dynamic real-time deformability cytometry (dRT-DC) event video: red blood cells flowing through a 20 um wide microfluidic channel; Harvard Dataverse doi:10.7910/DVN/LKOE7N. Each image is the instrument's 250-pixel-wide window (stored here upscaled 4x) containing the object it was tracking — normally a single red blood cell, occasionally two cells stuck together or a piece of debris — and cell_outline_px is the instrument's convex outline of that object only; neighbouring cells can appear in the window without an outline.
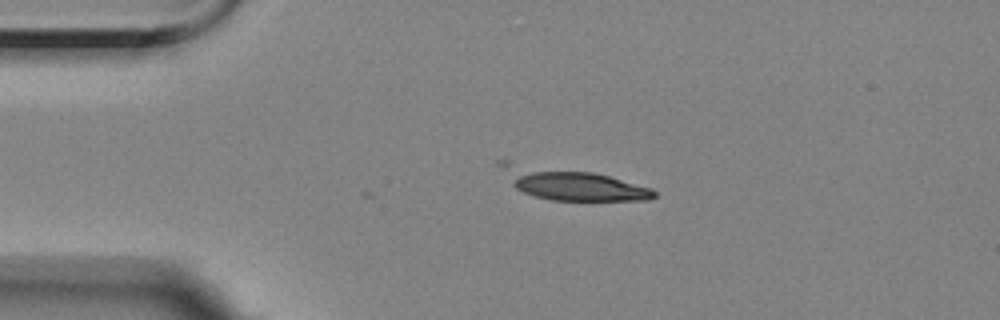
{"species": "Egyptian fruit bat (a non-hibernating species)", "species_latin": "Rousettus aegyptiacus", "temperature_condition": "room temperature", "stored_images_in_passage": 3, "camera_frame_rate_fps": 3000, "um_per_image_px": 0.085, "animal": {"sex": "female"}, "frame": {"image": 1, "passage_image": 1, "time_ms": 0.0, "image_size_px": [1000, 320], "cell_outline_px": [[656, 196], [648, 200], [552, 200], [532, 196], [516, 188], [512, 184], [516, 172], [592, 172], [608, 176], [652, 188], [656, 192]], "centroid_in_image_um": [49.28, 15.87], "position_along_channel_um": 35.7, "area_um2": 23.29}}